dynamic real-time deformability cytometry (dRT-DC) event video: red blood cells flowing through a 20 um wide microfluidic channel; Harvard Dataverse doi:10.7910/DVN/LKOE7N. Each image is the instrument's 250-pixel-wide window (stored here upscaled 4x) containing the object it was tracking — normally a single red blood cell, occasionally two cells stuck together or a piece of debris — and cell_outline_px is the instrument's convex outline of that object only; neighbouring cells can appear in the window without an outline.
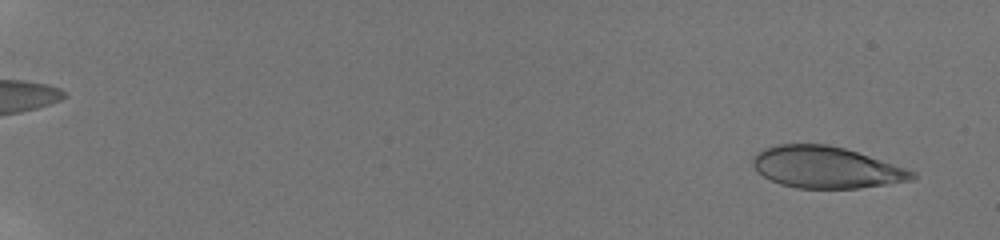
{"species": "human", "species_latin": "Homo sapiens", "temperature_condition": "room temperature", "stored_images_in_passage": 33, "camera_frame_rate_fps": 3000, "um_per_image_px": 0.085, "donor": {"sex": "male"}, "frame": {"image": 1, "passage_image": 2, "time_ms": 0.667, "image_size_px": [1000, 240], "cell_outline_px": [[916, 176], [912, 180], [860, 188], [796, 188], [780, 184], [764, 176], [752, 164], [752, 160], [756, 152], [764, 148], [776, 144], [828, 144], [844, 148], [916, 172]], "centroid_in_image_um": [70.18, 14.22], "position_along_channel_um": 14.8, "area_um2": 38.21}}
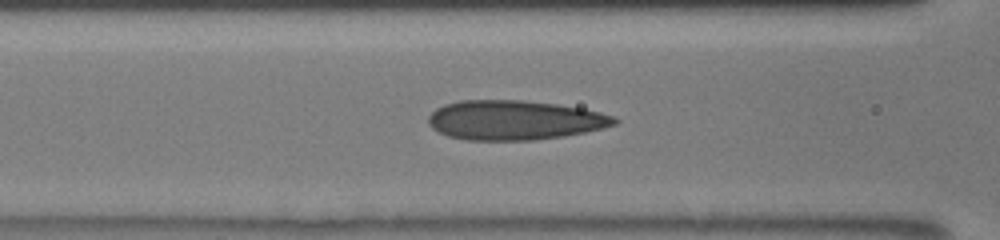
{"frame": {"image": 2, "passage_image": 26, "time_ms": 8.667, "image_size_px": [1000, 240], "cell_outline_px": [[620, 120], [616, 124], [604, 128], [564, 136], [536, 140], [464, 140], [448, 136], [432, 128], [428, 124], [428, 116], [436, 108], [444, 104], [460, 100], [520, 100], [556, 104], [584, 108], [600, 112], [612, 116]], "centroid_in_image_um": [43.73, 10.21], "position_along_channel_um": 122.9, "area_um2": 43.06}}
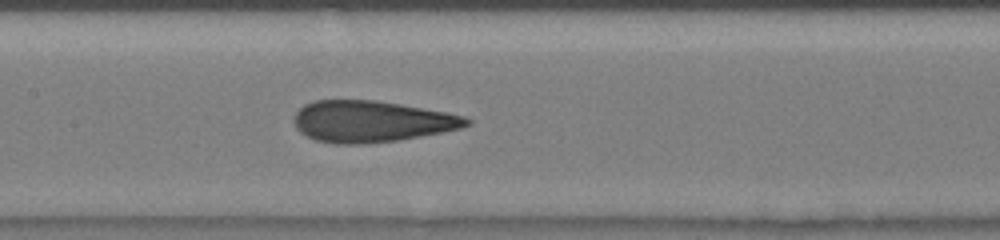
{"frame": {"image": 3, "passage_image": 31, "time_ms": 10.0, "image_size_px": [1000, 240], "cell_outline_px": [[472, 124], [460, 128], [444, 132], [400, 140], [364, 144], [336, 144], [316, 140], [300, 132], [296, 128], [296, 112], [304, 104], [312, 100], [376, 100], [448, 112], [464, 116], [472, 120]], "centroid_in_image_um": [31.61, 10.32], "position_along_channel_um": 175.8, "area_um2": 41.73}}